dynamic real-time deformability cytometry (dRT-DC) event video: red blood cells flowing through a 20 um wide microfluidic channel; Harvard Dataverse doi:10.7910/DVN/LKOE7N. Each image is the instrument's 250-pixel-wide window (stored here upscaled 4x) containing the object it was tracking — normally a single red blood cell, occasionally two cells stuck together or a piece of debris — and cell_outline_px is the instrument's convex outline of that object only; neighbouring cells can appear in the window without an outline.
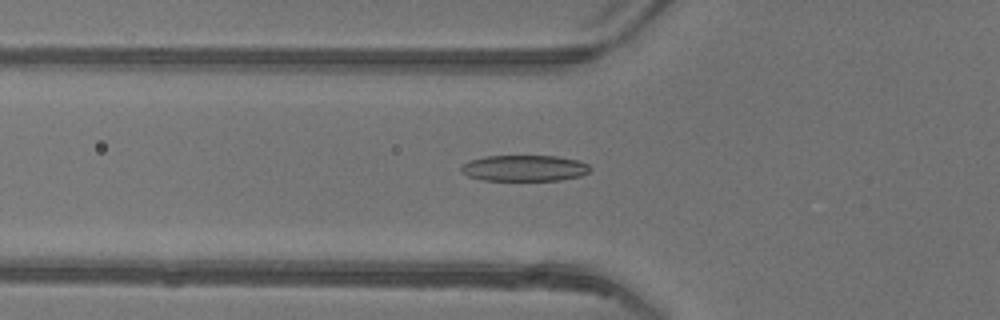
{"species": "common noctule bat (a hibernating species)", "species_latin": "Nyctalus noctula", "temperature_condition": "warm", "stored_images_in_passage": 46, "camera_frame_rate_fps": 3000, "um_per_image_px": 0.085, "animal": {"sex": "female"}, "frame": {"image": 1, "passage_image": 15, "time_ms": 4.667, "image_size_px": [1000, 320], "cell_outline_px": [[592, 168], [588, 172], [580, 176], [560, 180], [484, 180], [468, 176], [460, 172], [460, 168], [468, 160], [484, 156], [556, 156], [580, 160], [588, 164]], "centroid_in_image_um": [44.57, 14.28], "position_along_channel_um": 81.2, "area_um2": 19.71}}
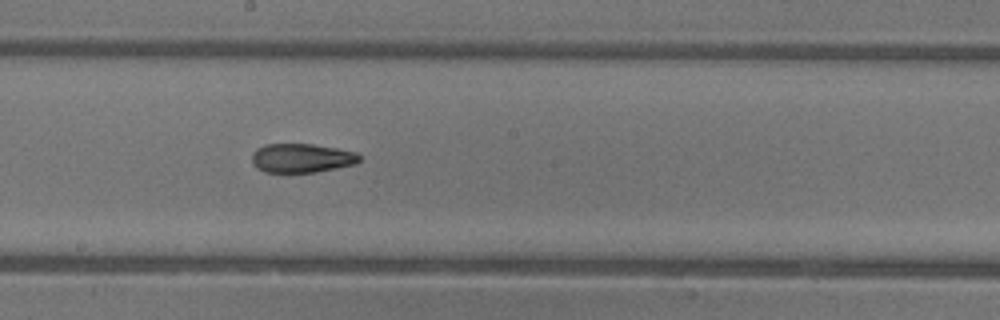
{"frame": {"image": 2, "passage_image": 25, "time_ms": 8.0, "image_size_px": [1000, 320], "cell_outline_px": [[360, 160], [356, 164], [316, 172], [264, 172], [256, 168], [252, 164], [252, 152], [256, 148], [264, 144], [312, 144], [336, 148], [356, 152], [360, 156]], "centroid_in_image_um": [25.61, 13.43], "position_along_channel_um": 222.6, "area_um2": 18.32}}
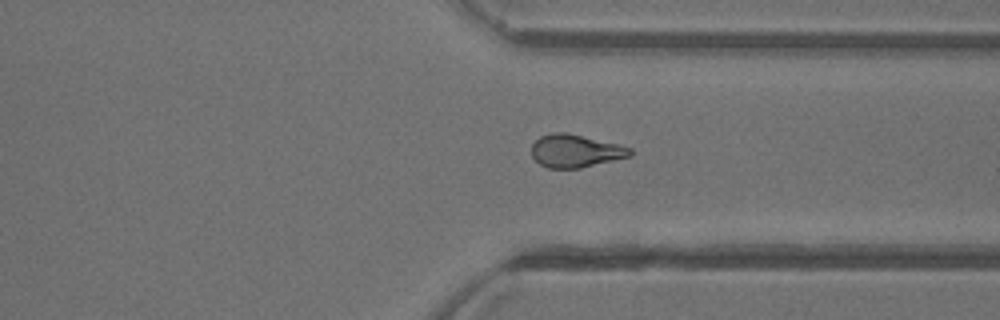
{"frame": {"image": 3, "passage_image": 35, "time_ms": 11.333, "image_size_px": [1000, 320], "cell_outline_px": [[632, 156], [580, 168], [548, 168], [540, 164], [532, 156], [532, 144], [540, 136], [552, 132], [564, 132], [616, 144], [632, 148]], "centroid_in_image_um": [48.9, 12.84], "position_along_channel_um": 362.5, "area_um2": 18.67}}